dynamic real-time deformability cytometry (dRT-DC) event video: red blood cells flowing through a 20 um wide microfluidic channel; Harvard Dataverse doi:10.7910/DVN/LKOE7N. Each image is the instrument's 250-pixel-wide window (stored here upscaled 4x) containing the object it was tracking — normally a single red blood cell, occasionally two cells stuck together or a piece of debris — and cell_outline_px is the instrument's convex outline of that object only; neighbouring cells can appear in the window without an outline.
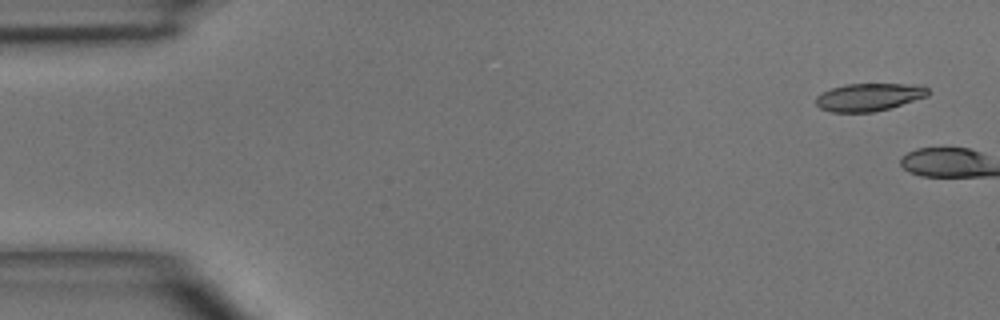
{"species": "common noctule bat (a hibernating species)", "species_latin": "Nyctalus noctula", "temperature_condition": "room temperature", "stored_images_in_passage": 4, "camera_frame_rate_fps": 3000, "um_per_image_px": 0.085, "animal": {"sex": "male", "body_mass_g": 15.6}, "frame": {"image": 1, "passage_image": 1, "time_ms": 0.0, "image_size_px": [1000, 320], "cell_outline_px": [[928, 96], [888, 108], [872, 112], [832, 112], [820, 108], [816, 104], [816, 96], [832, 88], [844, 84], [904, 84], [928, 88]], "centroid_in_image_um": [73.81, 8.25], "position_along_channel_um": 11.2, "area_um2": 17.74}}
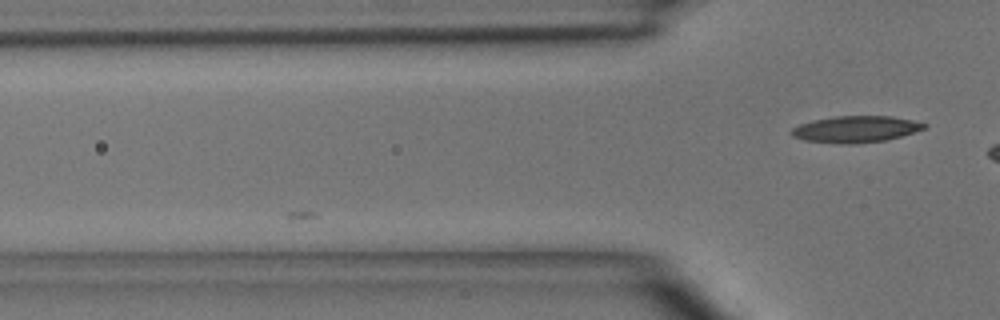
{"frame": {"image": 2, "passage_image": 4, "time_ms": 3.667, "image_size_px": [1000, 320], "cell_outline_px": [[928, 128], [900, 136], [884, 140], [856, 144], [840, 144], [804, 140], [792, 136], [792, 128], [800, 124], [816, 120], [836, 116], [892, 116], [912, 120], [928, 124]], "centroid_in_image_um": [72.77, 10.98], "position_along_channel_um": 53.0, "area_um2": 20.4}}